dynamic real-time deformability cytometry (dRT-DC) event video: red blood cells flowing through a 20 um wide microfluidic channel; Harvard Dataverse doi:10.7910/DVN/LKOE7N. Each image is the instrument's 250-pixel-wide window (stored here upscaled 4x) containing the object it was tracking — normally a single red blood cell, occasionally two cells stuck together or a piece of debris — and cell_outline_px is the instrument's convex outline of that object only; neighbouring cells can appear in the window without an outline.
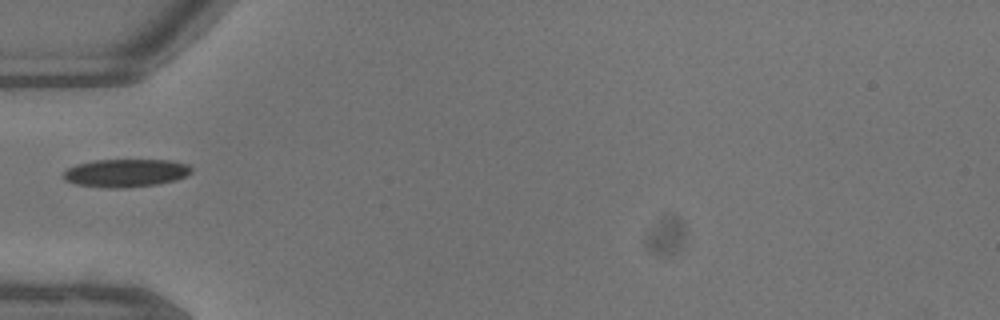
{"species": "common noctule bat (a hibernating species)", "species_latin": "Nyctalus noctula", "temperature_condition": "warm", "stored_images_in_passage": 30, "camera_frame_rate_fps": 3000, "um_per_image_px": 0.085, "animal": {"sex": "male", "body_mass_g": 13.3}, "frame": {"image": 1, "passage_image": 1, "time_ms": 0.0, "image_size_px": [1000, 320], "cell_outline_px": [[188, 168], [180, 176], [164, 180], [140, 184], [92, 184], [76, 180], [68, 176], [68, 172], [76, 168], [88, 164], [120, 160], [140, 160], [176, 164]], "centroid_in_image_um": [10.74, 14.64], "position_along_channel_um": 74.3, "area_um2": 15.9}}
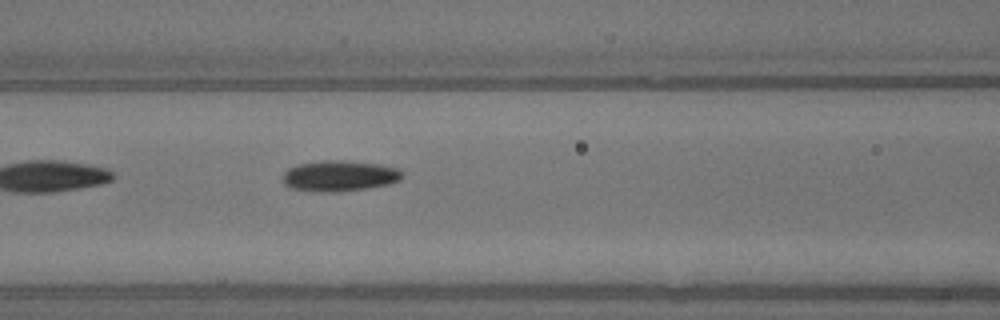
{"frame": {"image": 2, "passage_image": 5, "time_ms": 1.333, "image_size_px": [1000, 320], "cell_outline_px": [[396, 176], [392, 180], [376, 184], [348, 188], [312, 188], [292, 184], [288, 180], [288, 172], [296, 168], [320, 164], [344, 164], [380, 168], [396, 172]], "centroid_in_image_um": [28.79, 14.97], "position_along_channel_um": 137.8, "area_um2": 14.97}, "authors_computed_cell_mechanics": {"area_um2": 14.9413, "velocity_mm_per_s": 4.6908, "shape_relaxation_time_tau1_ms": null, "shape_relaxation_time_tau2_ms": 5.7036, "deformation_change_tau1": null, "deformation_change_tau2": 0.1157}}